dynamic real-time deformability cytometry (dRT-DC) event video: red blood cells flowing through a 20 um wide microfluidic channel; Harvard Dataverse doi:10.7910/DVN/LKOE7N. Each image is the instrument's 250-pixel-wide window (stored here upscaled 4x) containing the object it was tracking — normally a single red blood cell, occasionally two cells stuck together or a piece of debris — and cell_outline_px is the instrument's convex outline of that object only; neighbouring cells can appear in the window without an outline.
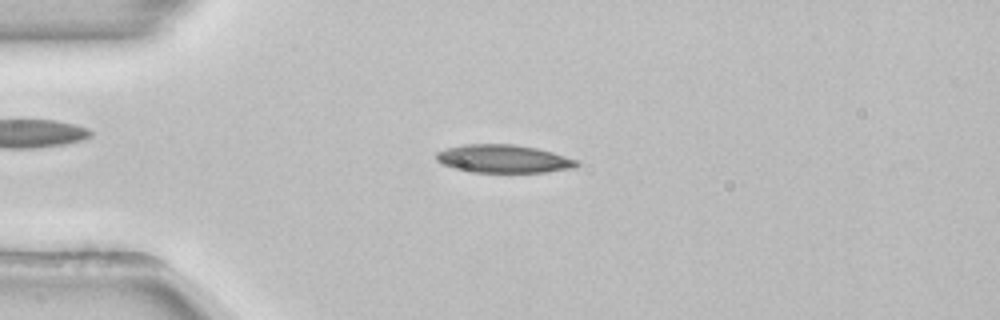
{"species": "common noctule bat (a hibernating species)", "species_latin": "Nyctalus noctula", "temperature_condition": "room temperature", "stored_images_in_passage": 52, "camera_frame_rate_fps": 3000, "um_per_image_px": 0.085, "animal": {"sex": "female", "body_mass_g": 22.7, "forearm_length_mm": 54.2}, "frame": {"image": 1, "passage_image": 12, "time_ms": 3.667, "image_size_px": [1000, 320], "cell_outline_px": [[580, 164], [576, 168], [548, 172], [472, 172], [452, 168], [436, 160], [436, 152], [448, 148], [464, 144], [516, 144], [536, 148], [552, 152], [580, 160]], "centroid_in_image_um": [42.85, 13.5], "position_along_channel_um": 42.2, "area_um2": 23.18}}
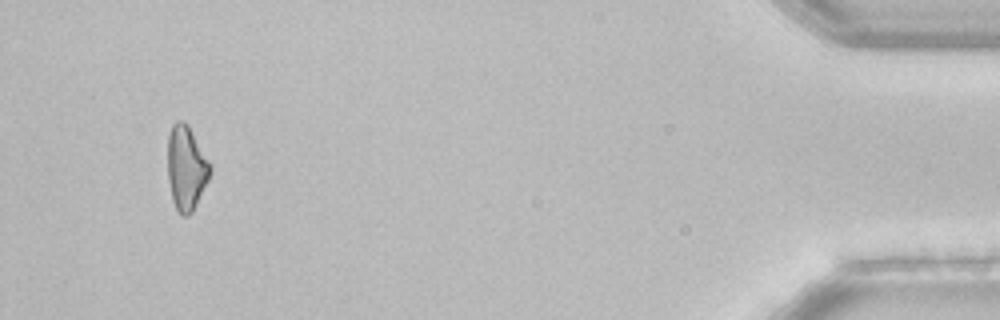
{"frame": {"image": 2, "passage_image": 49, "time_ms": 16.0, "image_size_px": [1000, 320], "cell_outline_px": [[212, 172], [192, 212], [188, 216], [184, 216], [176, 208], [172, 200], [168, 180], [168, 136], [172, 124], [176, 120], [184, 120], [188, 124], [212, 164]], "centroid_in_image_um": [15.84, 14.23], "position_along_channel_um": 419.4, "area_um2": 21.1}, "authors_computed_cell_mechanics": {"area_um2": 22.2241, "velocity_mm_per_s": 3.8934, "shape_relaxation_time_tau1_ms": 9.7649, "shape_relaxation_time_tau2_ms": null, "deformation_change_tau1": 0.1773, "deformation_change_tau2": null}}